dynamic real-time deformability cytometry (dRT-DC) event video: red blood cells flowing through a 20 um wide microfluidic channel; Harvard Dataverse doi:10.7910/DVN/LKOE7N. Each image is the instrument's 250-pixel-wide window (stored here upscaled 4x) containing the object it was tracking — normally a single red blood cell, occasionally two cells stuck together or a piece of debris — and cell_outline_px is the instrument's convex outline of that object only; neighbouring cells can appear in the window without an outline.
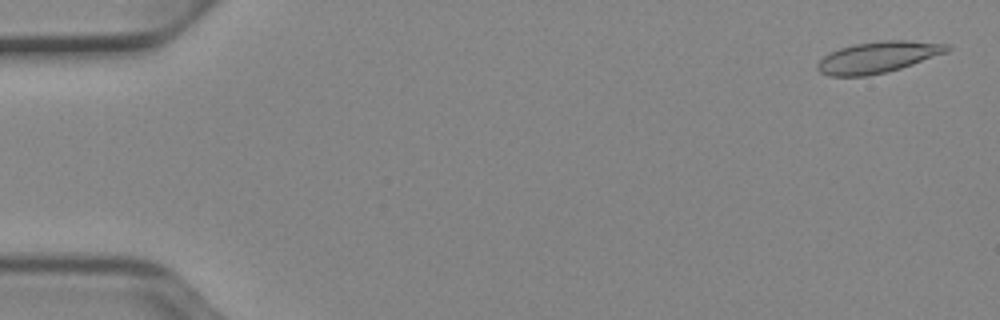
{"species": "Egyptian fruit bat (a non-hibernating species)", "species_latin": "Rousettus aegyptiacus", "temperature_condition": "cold", "stored_images_in_passage": 52, "camera_frame_rate_fps": 3000, "um_per_image_px": 0.085, "animal": {"sex": "female"}, "frame": {"image": 1, "passage_image": 2, "time_ms": 0.333, "image_size_px": [1000, 320], "cell_outline_px": [[952, 48], [948, 52], [888, 72], [868, 76], [828, 76], [820, 72], [816, 68], [816, 64], [828, 52], [840, 48], [856, 44], [880, 40], [904, 40], [948, 44]], "centroid_in_image_um": [74.61, 4.86], "position_along_channel_um": 10.4, "area_um2": 23.7}}
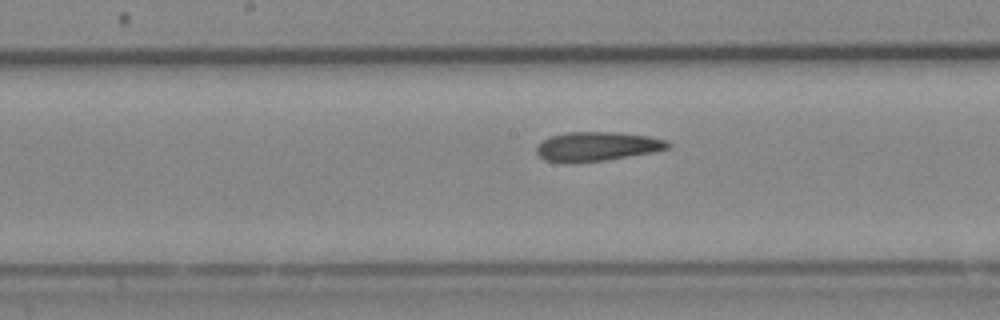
{"frame": {"image": 2, "passage_image": 27, "time_ms": 8.667, "image_size_px": [1000, 320], "cell_outline_px": [[672, 144], [668, 148], [652, 152], [604, 160], [564, 164], [544, 160], [536, 152], [536, 148], [548, 136], [564, 132], [620, 132], [648, 136], [668, 140]], "centroid_in_image_um": [50.72, 12.44], "position_along_channel_um": 197.5, "area_um2": 22.54}}
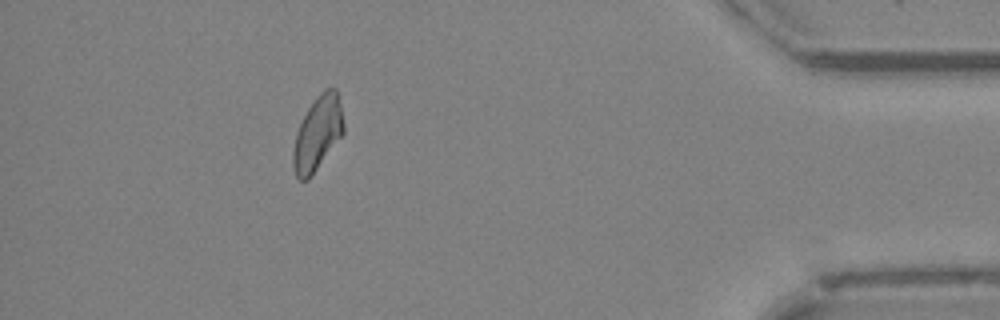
{"frame": {"image": 3, "passage_image": 47, "time_ms": 15.333, "image_size_px": [1000, 320], "cell_outline_px": [[344, 132], [312, 176], [308, 180], [300, 180], [296, 176], [292, 168], [292, 152], [296, 132], [308, 108], [316, 96], [324, 88], [336, 88], [340, 104], [344, 124]], "centroid_in_image_um": [26.98, 11.35], "position_along_channel_um": 408.2, "area_um2": 21.85}, "authors_computed_cell_mechanics": {"area_um2": 22.7154, "velocity_mm_per_s": 3.902, "shape_relaxation_time_tau1_ms": null, "shape_relaxation_time_tau2_ms": 3.7859, "deformation_change_tau1": null, "deformation_change_tau2": 0.1151}}